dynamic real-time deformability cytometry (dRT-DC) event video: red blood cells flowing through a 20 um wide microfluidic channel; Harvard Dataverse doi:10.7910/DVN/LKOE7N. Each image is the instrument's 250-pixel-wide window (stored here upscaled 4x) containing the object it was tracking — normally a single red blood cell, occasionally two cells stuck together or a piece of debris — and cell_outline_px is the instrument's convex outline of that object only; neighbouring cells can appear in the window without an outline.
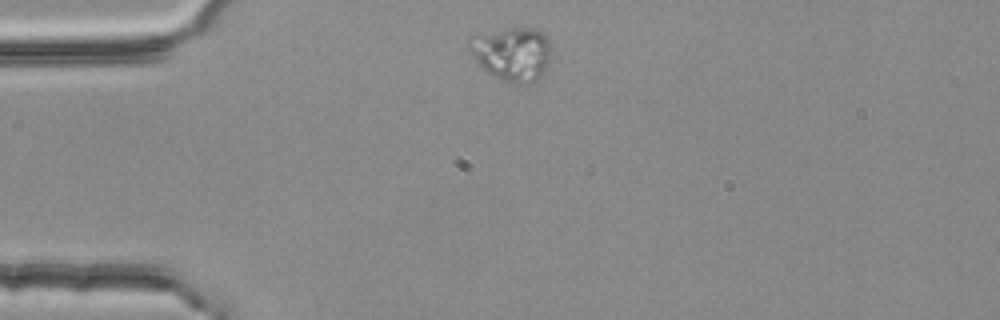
{"species": "common noctule bat (a hibernating species)", "species_latin": "Nyctalus noctula", "temperature_condition": "room temperature", "stored_images_in_passage": 1, "camera_frame_rate_fps": 3000, "um_per_image_px": 0.085, "animal": {"sex": "female", "body_mass_g": 25.1}, "frame": {"image": 1, "passage_image": 1, "time_ms": 0.0, "image_size_px": [1000, 320], "cell_outline_px": [[552, 48], [548, 64], [544, 72], [532, 84], [512, 84], [500, 80], [492, 76], [480, 68], [468, 48], [468, 40], [472, 36], [504, 28], [532, 28], [544, 32], [548, 36], [552, 44]], "centroid_in_image_um": [43.55, 4.59], "position_along_channel_um": 41.5, "area_um2": 26.47}}